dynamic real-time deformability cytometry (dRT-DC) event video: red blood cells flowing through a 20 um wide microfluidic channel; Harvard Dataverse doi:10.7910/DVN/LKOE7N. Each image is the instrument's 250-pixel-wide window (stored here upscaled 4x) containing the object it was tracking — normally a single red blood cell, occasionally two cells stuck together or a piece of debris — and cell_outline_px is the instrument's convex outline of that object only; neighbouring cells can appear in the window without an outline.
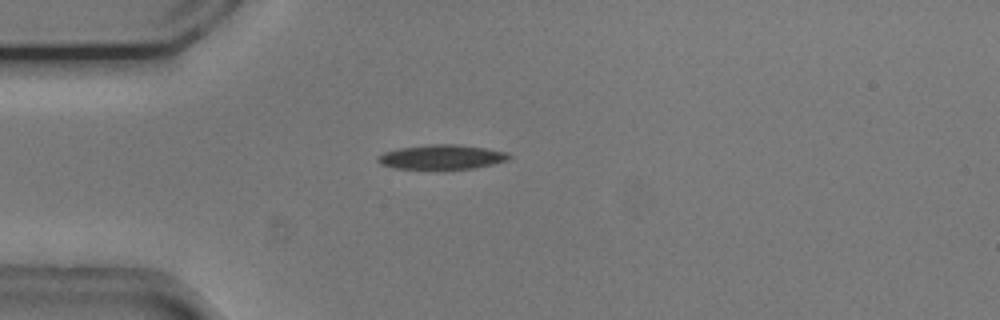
{"species": "common noctule bat (a hibernating species)", "species_latin": "Nyctalus noctula", "temperature_condition": "cold", "stored_images_in_passage": 41, "camera_frame_rate_fps": 3000, "um_per_image_px": 0.085, "animal": {"sex": "male", "body_mass_g": 20.5, "forearm_length_mm": 52.5}, "frame": {"image": 1, "passage_image": 1, "time_ms": 0.0, "image_size_px": [1000, 320], "cell_outline_px": [[512, 156], [508, 160], [476, 168], [444, 172], [396, 168], [380, 164], [376, 160], [376, 156], [384, 152], [400, 148], [432, 144], [456, 144], [488, 148], [508, 152]], "centroid_in_image_um": [37.56, 13.39], "position_along_channel_um": 47.4, "area_um2": 19.77}}
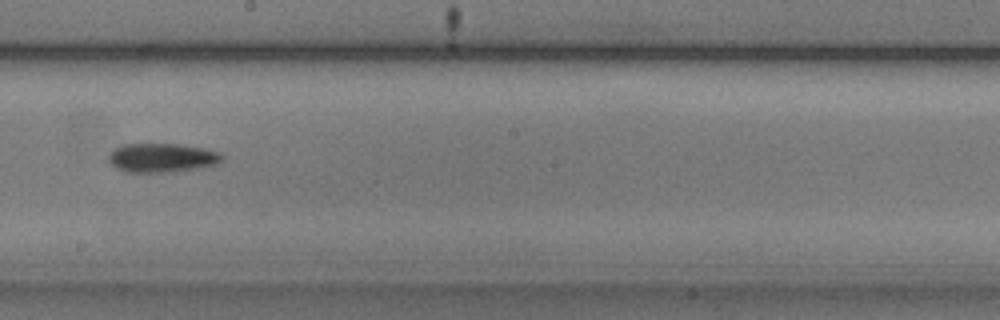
{"frame": {"image": 2, "passage_image": 17, "time_ms": 5.333, "image_size_px": [1000, 320], "cell_outline_px": [[224, 160], [216, 164], [196, 168], [168, 172], [124, 172], [116, 168], [108, 160], [108, 156], [116, 148], [124, 144], [180, 144], [204, 148], [220, 152], [224, 156]], "centroid_in_image_um": [13.79, 13.41], "position_along_channel_um": 234.4, "area_um2": 19.13}}
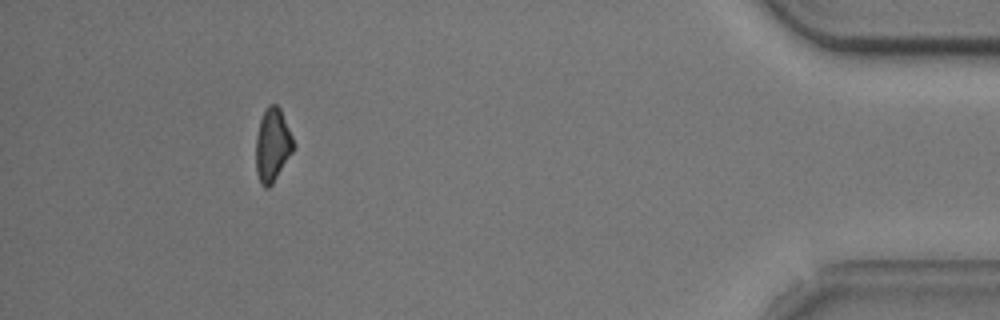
{"frame": {"image": 3, "passage_image": 36, "time_ms": 11.667, "image_size_px": [1000, 320], "cell_outline_px": [[296, 144], [292, 152], [272, 184], [268, 188], [264, 188], [260, 184], [256, 172], [256, 136], [260, 120], [264, 108], [268, 104], [276, 104], [280, 108]], "centroid_in_image_um": [23.15, 12.31], "position_along_channel_um": 412.0, "area_um2": 16.18}, "authors_computed_cell_mechanics": {"area_um2": 18.4382, "velocity_mm_per_s": 3.7523, "shape_relaxation_time_tau1_ms": 3.15, "shape_relaxation_time_tau2_ms": null, "deformation_change_tau1": 0.1013, "deformation_change_tau2": null}}